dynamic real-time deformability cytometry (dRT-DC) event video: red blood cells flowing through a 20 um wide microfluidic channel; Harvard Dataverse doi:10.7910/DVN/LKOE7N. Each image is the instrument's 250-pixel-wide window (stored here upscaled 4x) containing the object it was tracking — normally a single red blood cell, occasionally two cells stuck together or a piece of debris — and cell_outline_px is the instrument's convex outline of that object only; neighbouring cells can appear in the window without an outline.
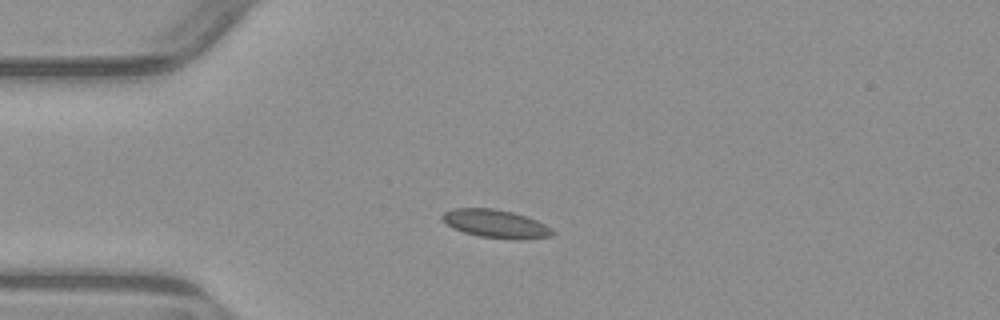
{"species": "common noctule bat (a hibernating species)", "species_latin": "Nyctalus noctula", "temperature_condition": "warm", "stored_images_in_passage": 5, "camera_frame_rate_fps": 3000, "um_per_image_px": 0.085, "animal": {"sex": "male", "body_mass_g": 23.1, "forearm_length_mm": 52.7}, "frame": {"image": 1, "passage_image": 3, "time_ms": 2.667, "image_size_px": [1000, 320], "cell_outline_px": [[556, 232], [552, 236], [520, 240], [516, 240], [480, 236], [464, 232], [452, 228], [440, 216], [444, 212], [452, 208], [492, 208], [512, 212], [528, 216], [552, 228]], "centroid_in_image_um": [42.17, 19.02], "position_along_channel_um": 42.8, "area_um2": 18.21}}
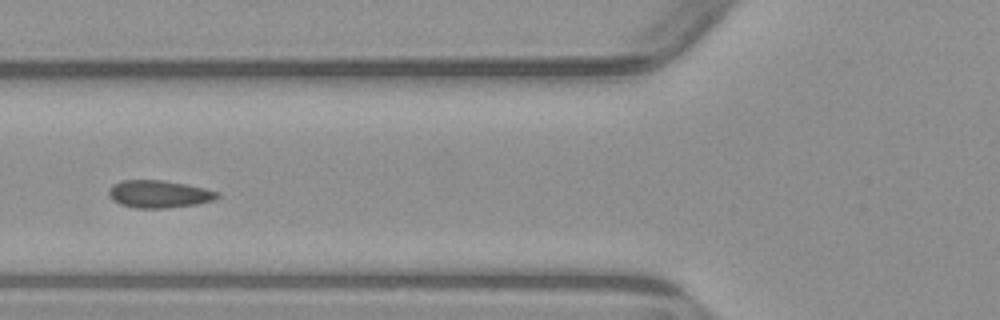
{"frame": {"image": 2, "passage_image": 5, "time_ms": 5.0, "image_size_px": [1000, 320], "cell_outline_px": [[220, 196], [212, 200], [196, 204], [164, 208], [136, 208], [120, 204], [108, 196], [108, 188], [112, 184], [120, 180], [164, 180], [204, 188], [220, 192]], "centroid_in_image_um": [13.47, 16.48], "position_along_channel_um": 112.3, "area_um2": 17.4}}